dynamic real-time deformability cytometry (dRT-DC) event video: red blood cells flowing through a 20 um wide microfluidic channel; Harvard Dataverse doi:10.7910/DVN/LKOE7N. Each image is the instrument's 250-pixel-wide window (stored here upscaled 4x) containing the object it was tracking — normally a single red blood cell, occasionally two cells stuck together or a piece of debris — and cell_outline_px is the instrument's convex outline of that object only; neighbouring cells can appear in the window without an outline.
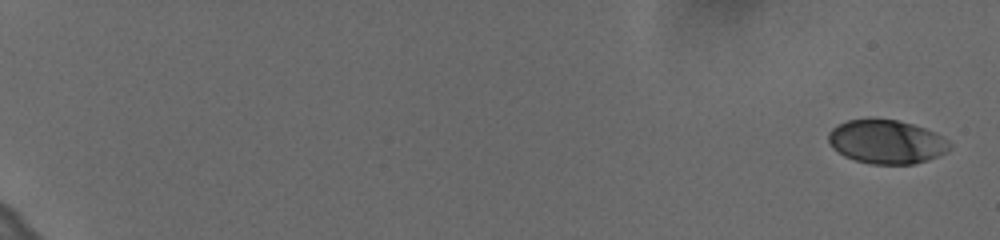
{"species": "human", "species_latin": "Homo sapiens", "temperature_condition": "cold", "stored_images_in_passage": 13, "camera_frame_rate_fps": 3000, "um_per_image_px": 0.085, "donor": {"sex": "female"}, "frame": {"image": 1, "passage_image": 1, "time_ms": 0.0, "image_size_px": [1000, 240], "cell_outline_px": [[952, 144], [944, 152], [936, 156], [912, 164], [868, 164], [844, 156], [832, 148], [828, 140], [828, 132], [832, 128], [848, 120], [868, 116], [896, 120], [912, 124], [936, 132], [948, 140]], "centroid_in_image_um": [75.3, 12.02], "position_along_channel_um": 9.7, "area_um2": 31.21}}
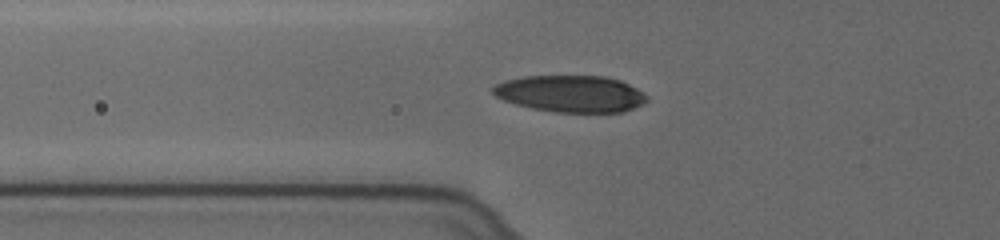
{"frame": {"image": 2, "passage_image": 11, "time_ms": 3.333, "image_size_px": [1000, 240], "cell_outline_px": [[648, 100], [644, 104], [624, 112], [556, 112], [532, 108], [516, 104], [504, 100], [496, 96], [492, 92], [492, 88], [496, 84], [504, 80], [524, 76], [604, 76], [620, 80], [636, 88], [648, 96]], "centroid_in_image_um": [48.52, 7.97], "position_along_channel_um": 77.3, "area_um2": 33.0}}
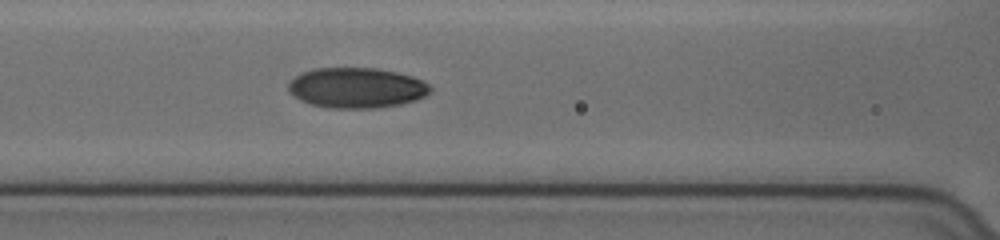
{"frame": {"image": 3, "passage_image": 13, "time_ms": 4.0, "image_size_px": [1000, 240], "cell_outline_px": [[432, 92], [416, 100], [400, 104], [376, 108], [332, 108], [312, 104], [300, 100], [292, 96], [288, 92], [288, 84], [300, 72], [316, 68], [376, 68], [396, 72], [412, 76], [428, 84], [432, 88]], "centroid_in_image_um": [30.3, 7.46], "position_along_channel_um": 136.3, "area_um2": 33.41}}